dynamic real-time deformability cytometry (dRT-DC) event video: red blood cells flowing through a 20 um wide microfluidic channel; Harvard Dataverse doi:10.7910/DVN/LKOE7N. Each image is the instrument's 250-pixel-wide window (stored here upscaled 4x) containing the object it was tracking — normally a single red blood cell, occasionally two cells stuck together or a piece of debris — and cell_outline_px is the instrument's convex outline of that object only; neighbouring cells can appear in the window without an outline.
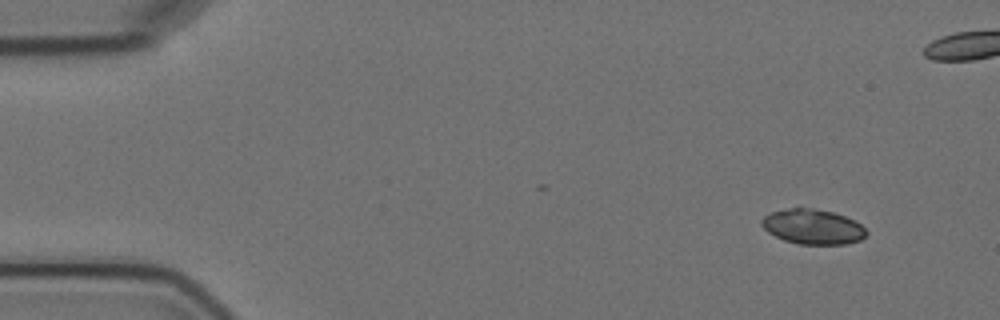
{"species": "Egyptian fruit bat (a non-hibernating species)", "species_latin": "Rousettus aegyptiacus", "temperature_condition": "cold", "stored_images_in_passage": 4, "camera_frame_rate_fps": 3000, "um_per_image_px": 0.085, "animal": {"sex": "female"}, "frame": {"image": 1, "passage_image": 1, "time_ms": 0.0, "image_size_px": [1000, 320], "cell_outline_px": [[868, 232], [860, 240], [844, 244], [800, 244], [784, 240], [768, 232], [760, 224], [760, 220], [764, 216], [772, 212], [800, 204], [832, 212], [844, 216], [860, 224]], "centroid_in_image_um": [69.04, 19.23], "position_along_channel_um": 16.0, "area_um2": 21.62}}